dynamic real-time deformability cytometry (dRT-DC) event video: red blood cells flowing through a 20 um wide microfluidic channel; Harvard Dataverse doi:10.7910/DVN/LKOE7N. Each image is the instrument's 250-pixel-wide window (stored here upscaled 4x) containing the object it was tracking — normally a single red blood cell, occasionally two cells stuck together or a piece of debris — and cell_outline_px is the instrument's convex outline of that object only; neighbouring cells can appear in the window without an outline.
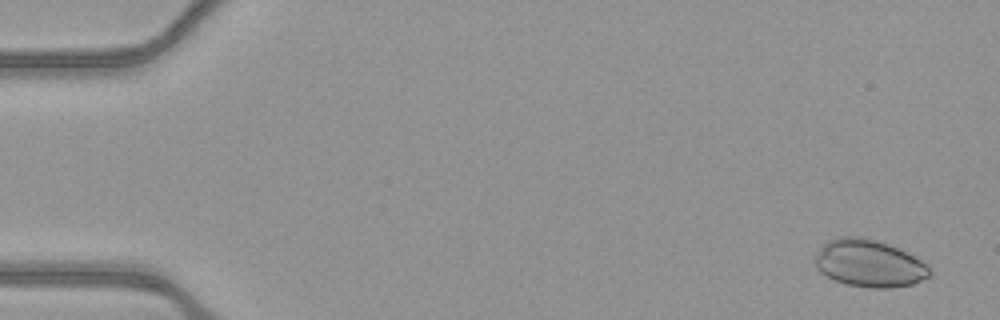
{"species": "common noctule bat (a hibernating species)", "species_latin": "Nyctalus noctula", "temperature_condition": "warm", "stored_images_in_passage": 54, "camera_frame_rate_fps": 3000, "um_per_image_px": 0.085, "animal": {"sex": "female", "body_mass_g": 21.9}, "frame": {"image": 1, "passage_image": 3, "time_ms": 0.667, "image_size_px": [1000, 320], "cell_outline_px": [[932, 276], [912, 284], [888, 288], [868, 288], [848, 284], [836, 280], [820, 272], [816, 268], [816, 256], [820, 248], [828, 240], [840, 236], [864, 236], [888, 244], [920, 260], [932, 272]], "centroid_in_image_um": [73.87, 22.38], "position_along_channel_um": 11.1, "area_um2": 31.27}}
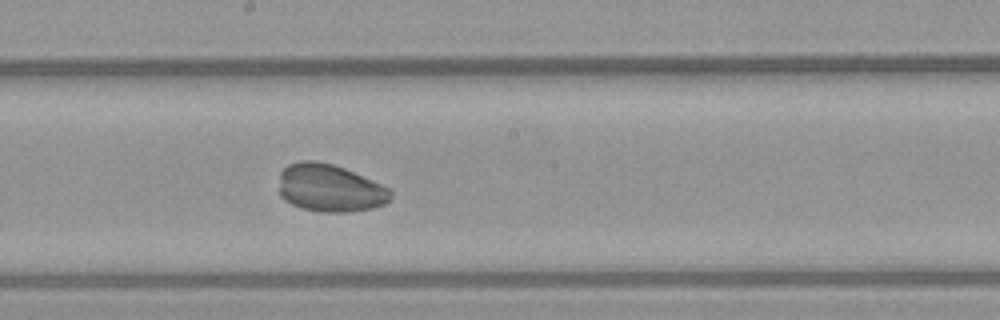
{"frame": {"image": 2, "passage_image": 30, "time_ms": 9.667, "image_size_px": [1000, 320], "cell_outline_px": [[392, 200], [388, 204], [372, 208], [352, 212], [320, 212], [300, 208], [284, 200], [280, 196], [280, 172], [288, 164], [300, 160], [316, 160], [332, 164], [344, 168], [380, 184], [388, 188], [392, 192]], "centroid_in_image_um": [28.04, 16.0], "position_along_channel_um": 220.2, "area_um2": 31.27}}
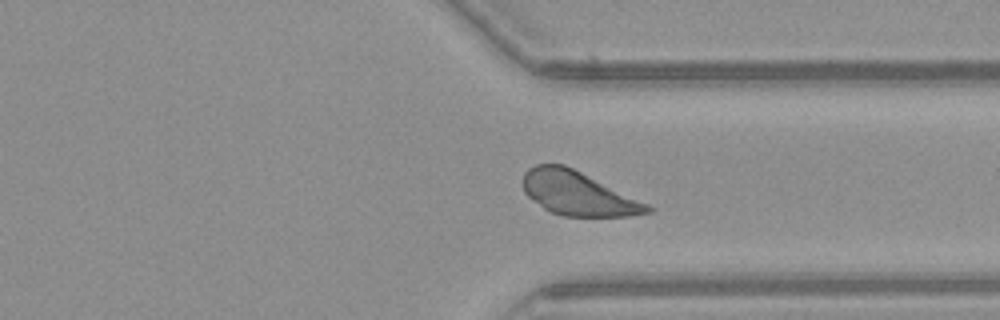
{"frame": {"image": 3, "passage_image": 41, "time_ms": 13.333, "image_size_px": [1000, 320], "cell_outline_px": [[656, 208], [652, 212], [628, 216], [560, 216], [544, 208], [532, 200], [524, 192], [524, 172], [528, 168], [536, 164], [564, 164], [648, 204]], "centroid_in_image_um": [49.12, 16.45], "position_along_channel_um": 362.3, "area_um2": 31.56}}